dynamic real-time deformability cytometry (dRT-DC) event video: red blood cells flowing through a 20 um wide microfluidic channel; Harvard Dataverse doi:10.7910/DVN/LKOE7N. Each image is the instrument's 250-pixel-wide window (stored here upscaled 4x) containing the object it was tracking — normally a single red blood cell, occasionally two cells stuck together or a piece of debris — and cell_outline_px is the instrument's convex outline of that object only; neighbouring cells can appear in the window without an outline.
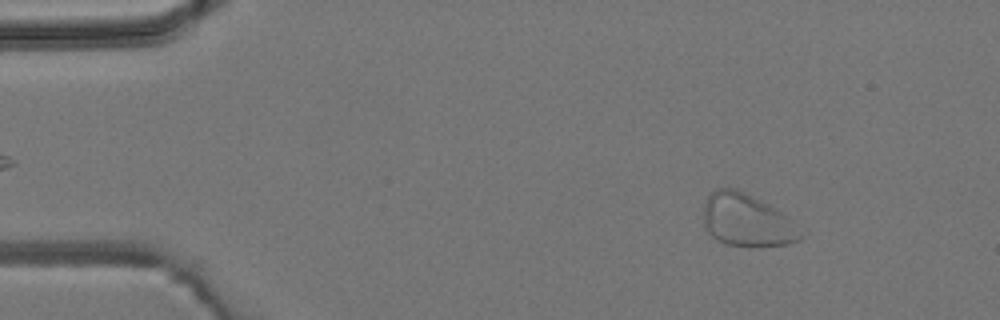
{"species": "common noctule bat (a hibernating species)", "species_latin": "Nyctalus noctula", "temperature_condition": "room temperature", "stored_images_in_passage": 4, "camera_frame_rate_fps": 3000, "um_per_image_px": 0.085, "animal": {"sex": "male", "body_mass_g": 19.2, "forearm_length_mm": 51.8}, "frame": {"image": 1, "passage_image": 1, "time_ms": 0.0, "image_size_px": [1000, 320], "cell_outline_px": [[804, 236], [800, 240], [788, 244], [752, 248], [748, 248], [724, 244], [716, 240], [704, 228], [704, 204], [708, 196], [716, 188], [736, 188], [768, 204], [780, 212]], "centroid_in_image_um": [63.42, 18.77], "position_along_channel_um": 21.6, "area_um2": 29.71}}